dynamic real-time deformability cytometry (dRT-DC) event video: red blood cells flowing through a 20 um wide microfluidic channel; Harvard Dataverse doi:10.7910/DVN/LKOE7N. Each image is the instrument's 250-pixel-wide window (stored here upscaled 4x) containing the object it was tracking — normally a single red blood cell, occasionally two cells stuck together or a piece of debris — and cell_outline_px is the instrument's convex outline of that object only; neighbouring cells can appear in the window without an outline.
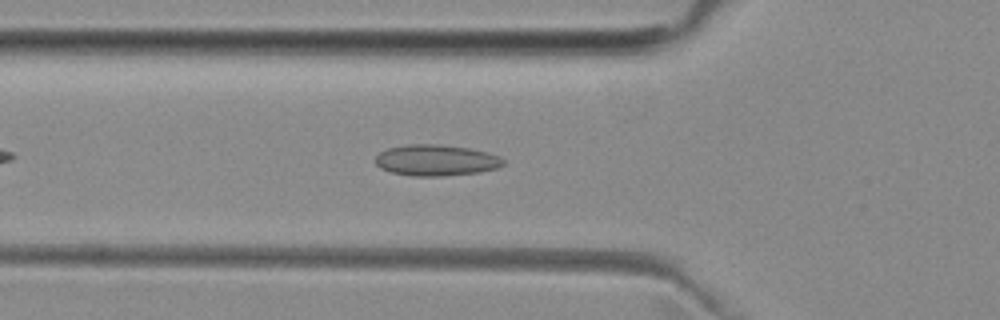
{"species": "common noctule bat (a hibernating species)", "species_latin": "Nyctalus noctula", "temperature_condition": "room temperature", "stored_images_in_passage": 42, "camera_frame_rate_fps": 3000, "um_per_image_px": 0.085, "animal": {"sex": "female", "body_mass_g": 29.2, "forearm_length_mm": 56.3}, "frame": {"image": 1, "passage_image": 8, "time_ms": 2.333, "image_size_px": [1000, 320], "cell_outline_px": [[504, 164], [496, 168], [480, 172], [444, 176], [412, 176], [392, 172], [380, 168], [376, 164], [376, 156], [380, 152], [388, 148], [408, 144], [440, 144], [468, 148], [488, 152], [500, 156], [504, 160]], "centroid_in_image_um": [37.08, 13.62], "position_along_channel_um": 88.7, "area_um2": 23.24}}
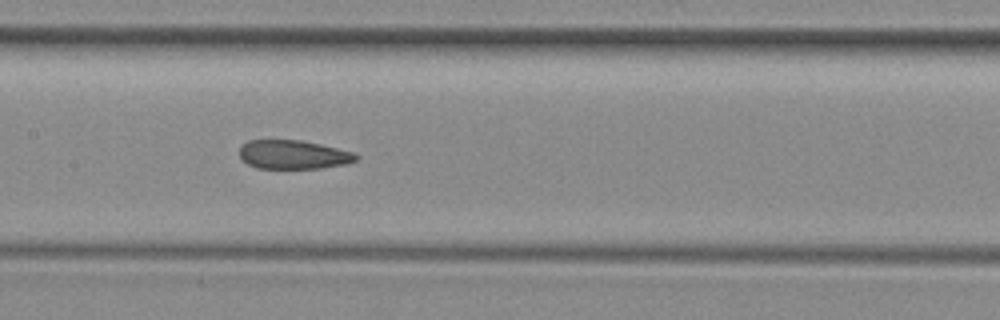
{"frame": {"image": 2, "passage_image": 15, "time_ms": 4.667, "image_size_px": [1000, 320], "cell_outline_px": [[360, 156], [356, 160], [348, 164], [320, 168], [256, 168], [240, 160], [240, 144], [248, 140], [300, 140], [320, 144], [356, 152]], "centroid_in_image_um": [24.94, 13.14], "position_along_channel_um": 182.5, "area_um2": 19.88}}
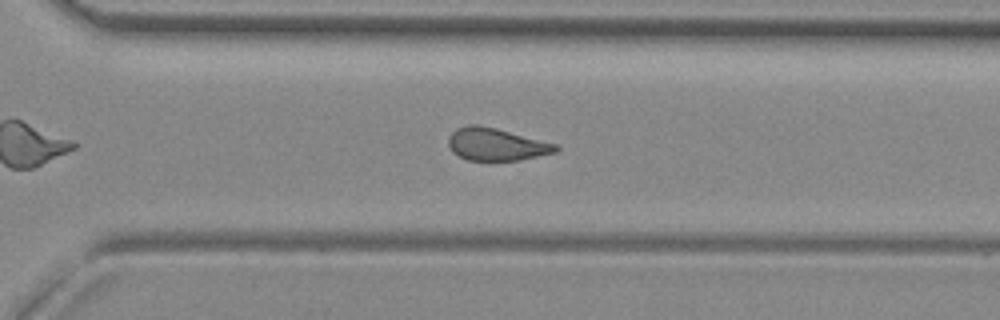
{"frame": {"image": 3, "passage_image": 26, "time_ms": 8.333, "image_size_px": [1000, 320], "cell_outline_px": [[560, 148], [556, 152], [520, 160], [468, 160], [452, 152], [448, 144], [448, 136], [456, 128], [468, 124], [476, 124], [496, 128], [556, 144]], "centroid_in_image_um": [42.15, 12.26], "position_along_channel_um": 328.4, "area_um2": 20.23}, "authors_computed_cell_mechanics": {"area_um2": 20.8369, "velocity_mm_per_s": 3.9872, "shape_relaxation_time_tau1_ms": null, "shape_relaxation_time_tau2_ms": 2.0575, "deformation_change_tau1": null, "deformation_change_tau2": 0.0933}}